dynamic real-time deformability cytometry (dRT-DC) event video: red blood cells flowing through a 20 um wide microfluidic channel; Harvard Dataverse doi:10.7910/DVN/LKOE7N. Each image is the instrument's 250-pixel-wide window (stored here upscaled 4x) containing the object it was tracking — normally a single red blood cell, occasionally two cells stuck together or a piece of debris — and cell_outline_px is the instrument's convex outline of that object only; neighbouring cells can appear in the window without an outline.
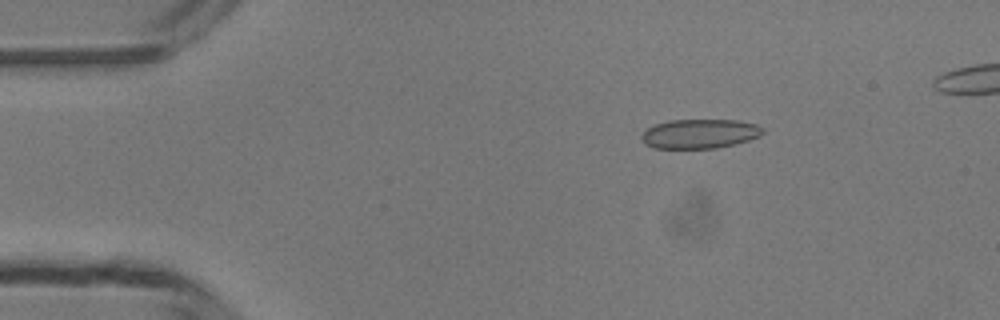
{"species": "common noctule bat (a hibernating species)", "species_latin": "Nyctalus noctula", "temperature_condition": "room temperature", "stored_images_in_passage": 48, "camera_frame_rate_fps": 3000, "um_per_image_px": 0.085, "animal": {"sex": "male", "body_mass_g": 13.3}, "frame": {"image": 1, "passage_image": 8, "time_ms": 2.333, "image_size_px": [1000, 320], "cell_outline_px": [[764, 132], [760, 136], [736, 144], [716, 148], [656, 148], [644, 144], [640, 136], [648, 128], [656, 124], [672, 120], [736, 120], [756, 124], [764, 128]], "centroid_in_image_um": [59.5, 11.37], "position_along_channel_um": 25.5, "area_um2": 20.69}}
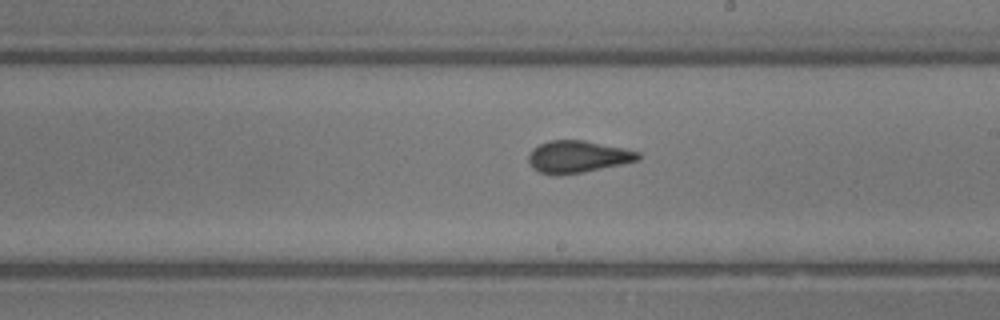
{"frame": {"image": 2, "passage_image": 28, "time_ms": 9.0, "image_size_px": [1000, 320], "cell_outline_px": [[640, 160], [584, 172], [556, 176], [540, 172], [532, 168], [528, 160], [528, 156], [540, 144], [552, 140], [584, 140], [624, 148], [640, 152]], "centroid_in_image_um": [49.13, 13.33], "position_along_channel_um": 239.9, "area_um2": 20.4}}
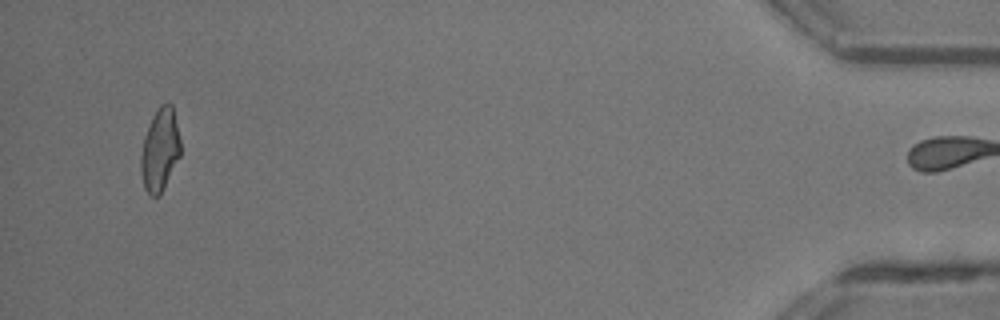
{"frame": {"image": 3, "passage_image": 47, "time_ms": 15.333, "image_size_px": [1000, 320], "cell_outline_px": [[180, 156], [164, 188], [156, 196], [152, 196], [144, 188], [140, 172], [140, 156], [144, 136], [152, 116], [160, 104], [172, 104], [180, 140]], "centroid_in_image_um": [13.58, 12.74], "position_along_channel_um": 421.6, "area_um2": 19.02}, "authors_computed_cell_mechanics": {"area_um2": 20.2011, "velocity_mm_per_s": 4.198, "shape_relaxation_time_tau1_ms": 7.0691, "shape_relaxation_time_tau2_ms": 0.857, "deformation_change_tau1": 0.1558, "deformation_change_tau2": 0.0578}}